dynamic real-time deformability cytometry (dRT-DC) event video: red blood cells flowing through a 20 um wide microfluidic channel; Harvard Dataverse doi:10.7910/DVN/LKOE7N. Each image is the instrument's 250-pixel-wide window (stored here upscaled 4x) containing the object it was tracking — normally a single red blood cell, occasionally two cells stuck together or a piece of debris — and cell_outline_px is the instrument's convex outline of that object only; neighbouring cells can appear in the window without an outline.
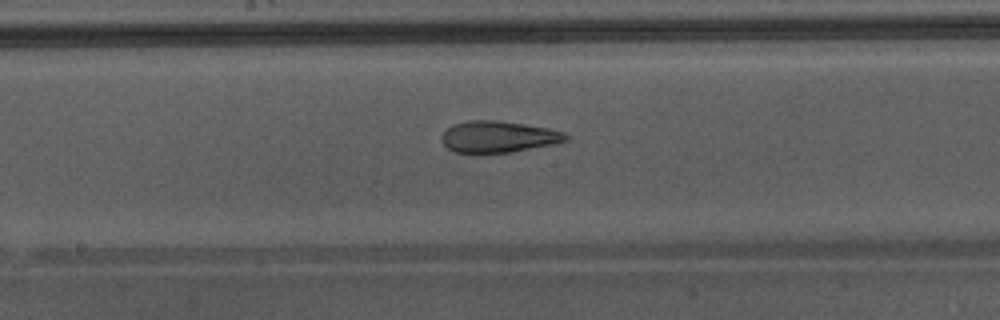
{"species": "Egyptian fruit bat (a non-hibernating species)", "species_latin": "Rousettus aegyptiacus", "temperature_condition": "warm", "stored_images_in_passage": 31, "camera_frame_rate_fps": 3000, "um_per_image_px": 0.085, "animal": {"sex": "male"}, "frame": {"image": 1, "passage_image": 14, "time_ms": 4.333, "image_size_px": [1000, 320], "cell_outline_px": [[572, 136], [568, 140], [552, 144], [512, 152], [456, 152], [448, 148], [440, 140], [440, 136], [452, 124], [468, 120], [496, 120], [524, 124], [548, 128], [564, 132]], "centroid_in_image_um": [42.37, 11.61], "position_along_channel_um": 205.8, "area_um2": 22.72}}
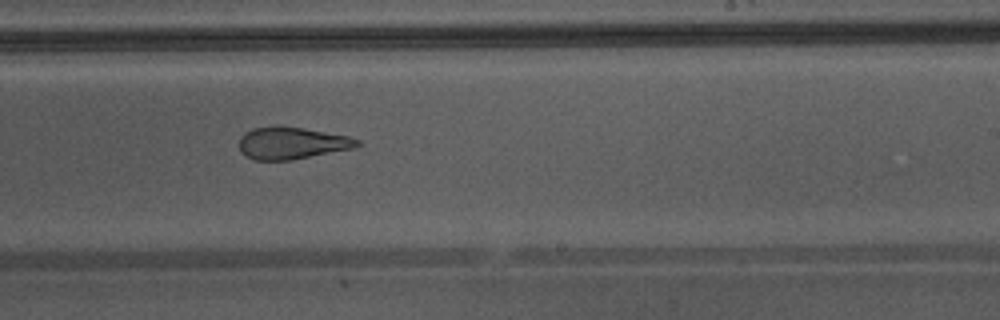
{"frame": {"image": 2, "passage_image": 18, "time_ms": 5.667, "image_size_px": [1000, 320], "cell_outline_px": [[364, 144], [352, 148], [288, 160], [256, 160], [244, 156], [240, 152], [240, 136], [244, 132], [252, 128], [300, 128], [348, 136], [360, 140]], "centroid_in_image_um": [24.79, 12.19], "position_along_channel_um": 264.2, "area_um2": 21.39}}